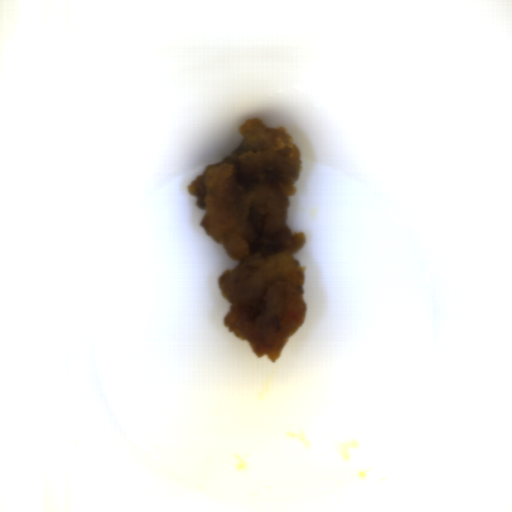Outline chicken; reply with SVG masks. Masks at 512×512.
Returning a JSON list of instances; mask_svg holds the SVG:
<instances>
[{
    "instance_id": "obj_1",
    "label": "chicken",
    "mask_w": 512,
    "mask_h": 512,
    "mask_svg": "<svg viewBox=\"0 0 512 512\" xmlns=\"http://www.w3.org/2000/svg\"><path fill=\"white\" fill-rule=\"evenodd\" d=\"M238 131L243 141L206 166L188 192L206 212L200 226L238 261L219 279L230 303L224 326L273 363L307 313L305 267L294 258L306 237L287 221L303 158L284 126L271 129L251 117Z\"/></svg>"
}]
</instances>
